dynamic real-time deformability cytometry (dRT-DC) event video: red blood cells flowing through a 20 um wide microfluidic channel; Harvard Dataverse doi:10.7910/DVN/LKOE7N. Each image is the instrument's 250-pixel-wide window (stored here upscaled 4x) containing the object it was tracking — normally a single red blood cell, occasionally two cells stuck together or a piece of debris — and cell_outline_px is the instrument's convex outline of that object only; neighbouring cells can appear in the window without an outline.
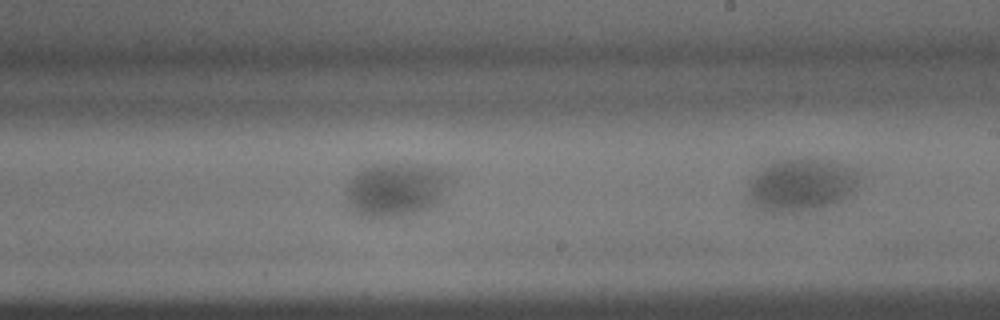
{"species": "common noctule bat (a hibernating species)", "species_latin": "Nyctalus noctula", "temperature_condition": "warm", "stored_images_in_passage": 22, "camera_frame_rate_fps": 3000, "um_per_image_px": 0.085, "animal": {"sex": "male", "body_mass_g": 15.6}, "frame": {"image": 1, "passage_image": 19, "time_ms": 6.0, "image_size_px": [1000, 320], "cell_outline_px": [[452, 172], [440, 200], [432, 208], [424, 212], [400, 216], [368, 220], [352, 212], [348, 208], [348, 184], [352, 176], [368, 164], [424, 164], [444, 168]], "centroid_in_image_um": [33.65, 16.13], "position_along_channel_um": 255.3, "area_um2": 33.58}}
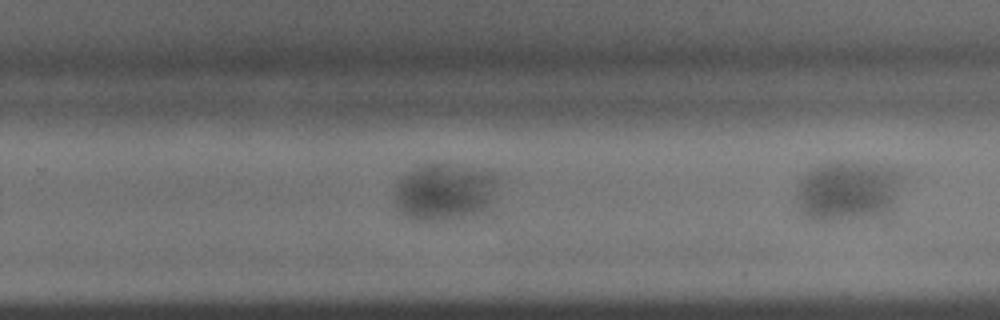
{"frame": {"image": 2, "passage_image": 21, "time_ms": 6.667, "image_size_px": [1000, 320], "cell_outline_px": [[500, 176], [488, 208], [484, 212], [444, 220], [408, 220], [396, 208], [396, 180], [412, 168], [424, 164], [448, 164], [472, 168], [492, 172]], "centroid_in_image_um": [37.75, 16.31], "position_along_channel_um": 292.0, "area_um2": 34.56}}